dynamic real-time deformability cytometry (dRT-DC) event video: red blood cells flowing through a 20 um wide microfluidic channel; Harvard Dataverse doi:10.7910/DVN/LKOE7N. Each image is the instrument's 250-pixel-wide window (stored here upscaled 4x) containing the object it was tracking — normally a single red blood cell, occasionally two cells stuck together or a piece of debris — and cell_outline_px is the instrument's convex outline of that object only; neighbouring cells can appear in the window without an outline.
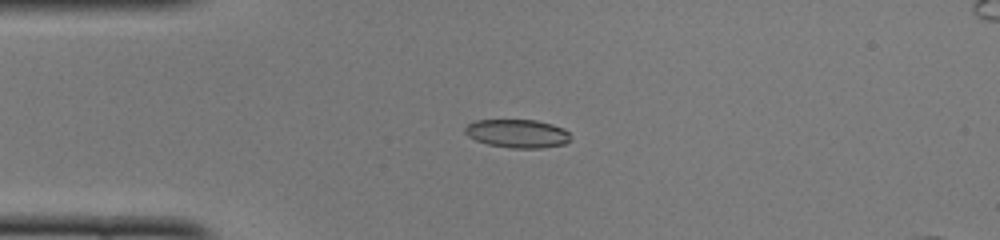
{"species": "common noctule bat (a hibernating species)", "species_latin": "Nyctalus noctula", "temperature_condition": "cold", "stored_images_in_passage": 50, "camera_frame_rate_fps": 3000, "um_per_image_px": 0.085, "animal": {"sex": "female", "body_mass_g": 22.0, "forearm_length_mm": 56.7}, "frame": {"image": 1, "passage_image": 12, "time_ms": 3.667, "image_size_px": [1000, 240], "cell_outline_px": [[568, 140], [564, 144], [544, 148], [512, 148], [488, 144], [476, 140], [468, 136], [464, 132], [464, 128], [468, 124], [476, 120], [536, 120], [552, 124], [564, 128], [568, 132]], "centroid_in_image_um": [43.96, 11.35], "position_along_channel_um": 41.0, "area_um2": 17.4}}
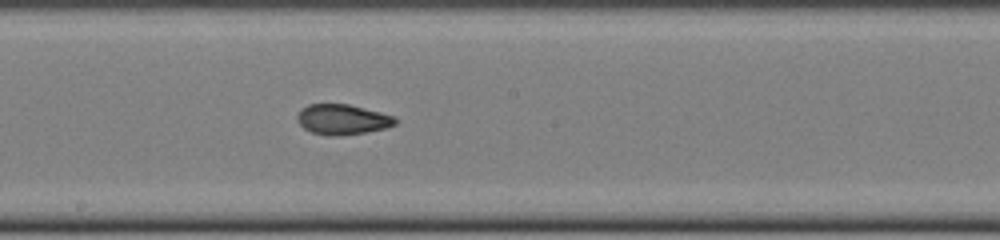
{"frame": {"image": 2, "passage_image": 27, "time_ms": 8.667, "image_size_px": [1000, 240], "cell_outline_px": [[396, 124], [384, 128], [364, 132], [336, 136], [328, 136], [312, 132], [304, 128], [296, 120], [296, 116], [300, 108], [308, 104], [348, 104], [396, 116]], "centroid_in_image_um": [29.07, 10.14], "position_along_channel_um": 219.1, "area_um2": 17.28}}
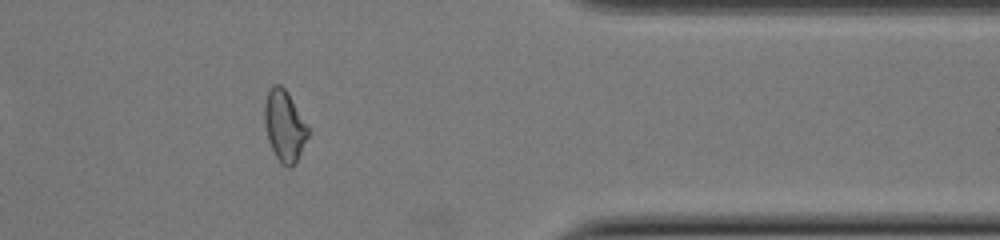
{"frame": {"image": 3, "passage_image": 41, "time_ms": 13.333, "image_size_px": [1000, 240], "cell_outline_px": [[308, 136], [292, 168], [288, 168], [280, 164], [268, 140], [264, 124], [264, 104], [268, 88], [272, 84], [280, 84], [288, 92], [308, 124]], "centroid_in_image_um": [24.16, 10.66], "position_along_channel_um": 387.2, "area_um2": 18.21}, "authors_computed_cell_mechanics": {"area_um2": 17.3978, "velocity_mm_per_s": 3.994, "shape_relaxation_time_tau1_ms": null, "shape_relaxation_time_tau2_ms": 1.1525, "deformation_change_tau1": null, "deformation_change_tau2": 0.0725}}